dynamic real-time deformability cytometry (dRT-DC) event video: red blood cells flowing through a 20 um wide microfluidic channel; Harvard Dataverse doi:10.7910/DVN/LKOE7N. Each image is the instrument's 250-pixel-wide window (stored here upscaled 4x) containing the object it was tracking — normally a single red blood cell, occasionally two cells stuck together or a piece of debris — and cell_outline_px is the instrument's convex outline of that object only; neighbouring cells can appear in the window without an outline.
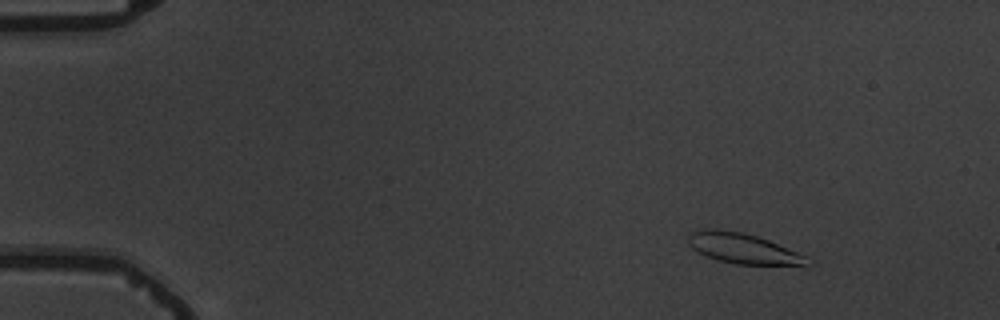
{"species": "common noctule bat (a hibernating species)", "species_latin": "Nyctalus noctula", "temperature_condition": "warm", "stored_images_in_passage": 5, "camera_frame_rate_fps": 3000, "um_per_image_px": 0.085, "animal": {"sex": "male", "body_mass_g": 19.5, "forearm_length_mm": 54.6}, "frame": {"image": 1, "passage_image": 2, "time_ms": 1.0, "image_size_px": [1000, 320], "cell_outline_px": [[812, 264], [736, 264], [720, 260], [696, 252], [688, 244], [688, 232], [700, 228], [716, 228], [744, 232], [768, 240], [808, 256]], "centroid_in_image_um": [63.08, 21.08], "position_along_channel_um": 21.9, "area_um2": 21.04}}